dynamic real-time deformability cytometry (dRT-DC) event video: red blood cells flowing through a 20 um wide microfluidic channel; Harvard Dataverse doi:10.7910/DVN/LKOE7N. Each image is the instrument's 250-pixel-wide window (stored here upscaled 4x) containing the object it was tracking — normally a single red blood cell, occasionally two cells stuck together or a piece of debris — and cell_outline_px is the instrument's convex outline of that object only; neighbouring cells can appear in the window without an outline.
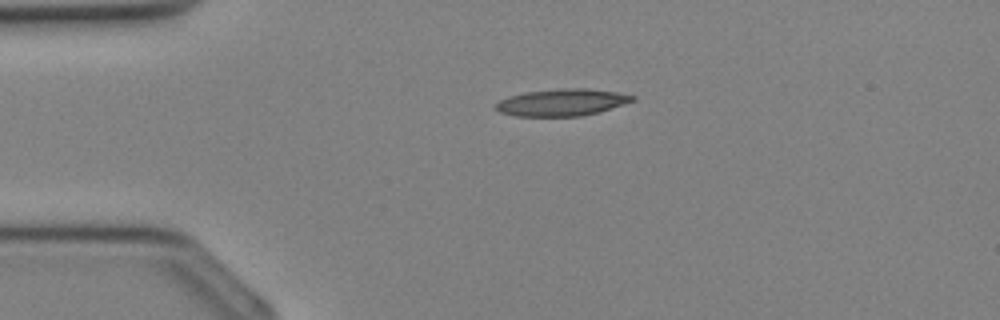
{"species": "Egyptian fruit bat (a non-hibernating species)", "species_latin": "Rousettus aegyptiacus", "temperature_condition": "cold", "stored_images_in_passage": 28, "camera_frame_rate_fps": 3000, "um_per_image_px": 0.085, "animal": {"sex": "female"}, "frame": {"image": 1, "passage_image": 1, "time_ms": 0.0, "image_size_px": [1000, 320], "cell_outline_px": [[636, 100], [624, 104], [596, 112], [580, 116], [516, 116], [500, 112], [492, 104], [508, 96], [524, 92], [564, 88], [584, 88], [616, 92], [636, 96]], "centroid_in_image_um": [47.73, 8.7], "position_along_channel_um": 37.3, "area_um2": 21.39}}
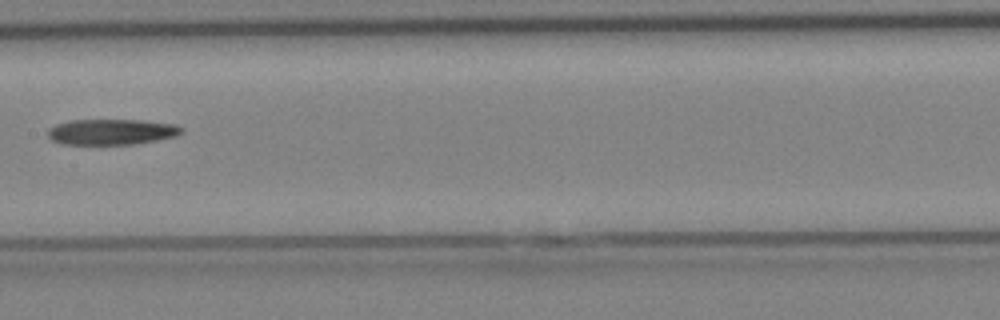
{"frame": {"image": 2, "passage_image": 11, "time_ms": 3.333, "image_size_px": [1000, 320], "cell_outline_px": [[184, 132], [176, 136], [156, 140], [132, 144], [64, 144], [52, 140], [48, 136], [48, 128], [56, 124], [68, 120], [140, 120], [172, 124], [180, 128]], "centroid_in_image_um": [9.43, 11.2], "position_along_channel_um": 198.0, "area_um2": 19.83}}
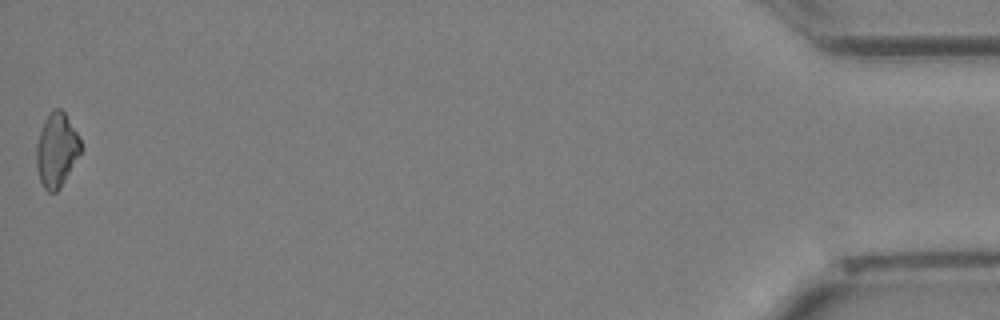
{"frame": {"image": 3, "passage_image": 28, "time_ms": 9.0, "image_size_px": [1000, 320], "cell_outline_px": [[84, 148], [60, 188], [56, 192], [48, 192], [44, 188], [40, 180], [36, 164], [36, 144], [44, 120], [52, 108], [60, 108], [64, 112], [80, 136]], "centroid_in_image_um": [4.84, 12.73], "position_along_channel_um": 430.4, "area_um2": 19.42}}